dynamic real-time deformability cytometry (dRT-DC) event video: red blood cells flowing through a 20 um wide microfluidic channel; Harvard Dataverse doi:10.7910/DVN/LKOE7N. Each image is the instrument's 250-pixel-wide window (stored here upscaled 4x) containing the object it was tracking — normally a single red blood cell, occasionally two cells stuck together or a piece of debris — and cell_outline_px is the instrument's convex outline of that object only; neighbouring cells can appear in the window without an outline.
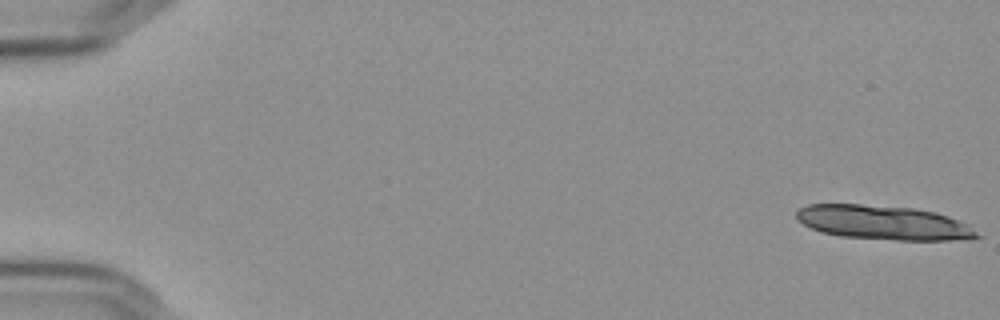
{"species": "Egyptian fruit bat (a non-hibernating species)", "species_latin": "Rousettus aegyptiacus", "temperature_condition": "cold", "stored_images_in_passage": 15, "camera_frame_rate_fps": 3000, "um_per_image_px": 0.085, "frame": {"image": 1, "passage_image": 1, "time_ms": 0.0, "image_size_px": [1000, 320], "cell_outline_px": [[984, 236], [968, 240], [896, 240], [840, 236], [820, 232], [796, 220], [796, 212], [800, 208], [808, 204], [860, 204], [912, 208], [932, 212], [948, 216], [968, 224]], "centroid_in_image_um": [75.13, 18.93], "position_along_channel_um": 9.9, "area_um2": 36.18}}